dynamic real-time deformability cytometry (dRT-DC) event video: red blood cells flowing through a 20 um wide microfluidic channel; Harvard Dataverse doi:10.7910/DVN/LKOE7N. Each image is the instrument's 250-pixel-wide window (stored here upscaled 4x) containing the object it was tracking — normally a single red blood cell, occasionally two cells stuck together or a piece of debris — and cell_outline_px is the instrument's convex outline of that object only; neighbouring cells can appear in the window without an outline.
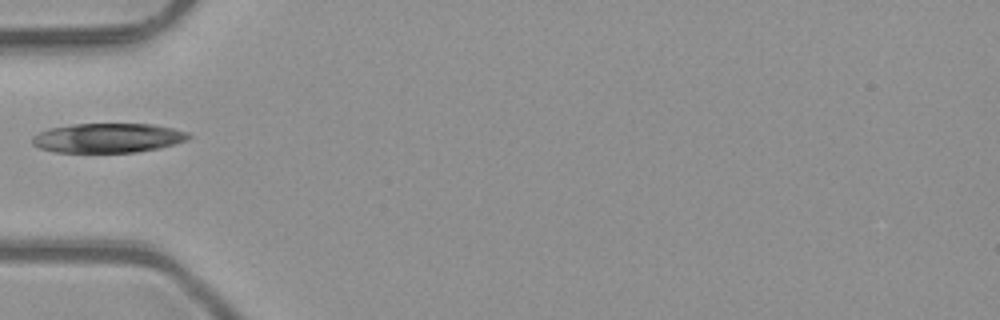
{"species": "common noctule bat (a hibernating species)", "species_latin": "Nyctalus noctula", "temperature_condition": "room temperature", "stored_images_in_passage": 11, "camera_frame_rate_fps": 3000, "um_per_image_px": 0.085, "animal": {"sex": "male", "body_mass_g": 23.1, "forearm_length_mm": 52.7}, "frame": {"image": 1, "passage_image": 1, "time_ms": 0.0, "image_size_px": [1000, 320], "cell_outline_px": [[192, 136], [188, 140], [160, 148], [136, 152], [56, 152], [40, 148], [32, 144], [32, 136], [48, 128], [72, 124], [152, 124], [172, 128], [188, 132]], "centroid_in_image_um": [9.18, 11.72], "position_along_channel_um": 75.8, "area_um2": 26.88}}
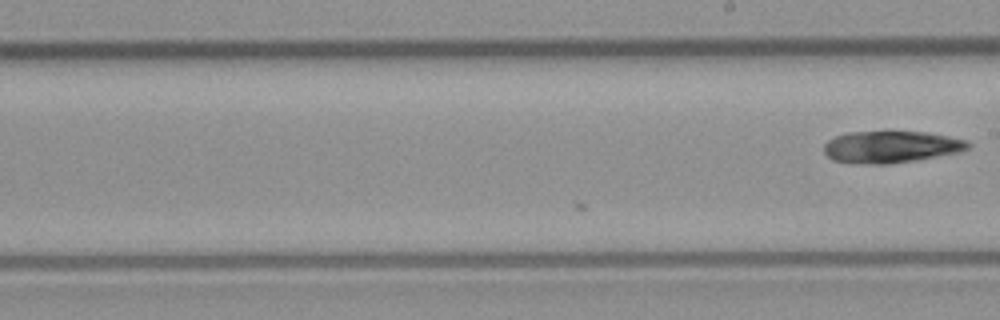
{"frame": {"image": 2, "passage_image": 11, "time_ms": 3.333, "image_size_px": [1000, 320], "cell_outline_px": [[972, 144], [968, 148], [960, 152], [916, 160], [888, 164], [848, 164], [832, 160], [824, 152], [824, 144], [828, 140], [836, 136], [848, 132], [888, 128], [924, 132], [968, 140]], "centroid_in_image_um": [75.7, 12.45], "position_along_channel_um": 213.3, "area_um2": 27.98}}